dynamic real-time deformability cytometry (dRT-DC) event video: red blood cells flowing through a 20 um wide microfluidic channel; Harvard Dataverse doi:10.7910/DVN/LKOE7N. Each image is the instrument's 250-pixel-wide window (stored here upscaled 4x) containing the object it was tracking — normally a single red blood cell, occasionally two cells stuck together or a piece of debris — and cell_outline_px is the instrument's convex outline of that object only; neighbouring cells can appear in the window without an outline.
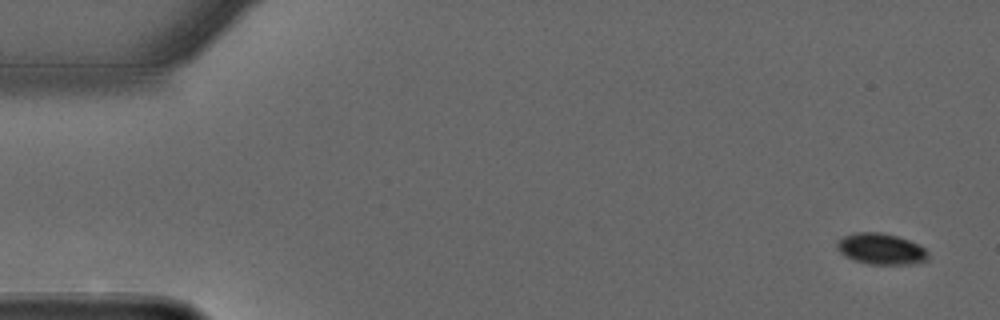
{"species": "common noctule bat (a hibernating species)", "species_latin": "Nyctalus noctula", "temperature_condition": "warm", "stored_images_in_passage": 54, "camera_frame_rate_fps": 3000, "um_per_image_px": 0.085, "animal": {"sex": "male", "forearm_length_mm": 52.5}, "frame": {"image": 1, "passage_image": 1, "time_ms": 0.0, "image_size_px": [1000, 320], "cell_outline_px": [[928, 260], [908, 264], [868, 264], [844, 256], [836, 248], [836, 244], [844, 236], [856, 232], [880, 232], [896, 236], [908, 240], [924, 248], [928, 252]], "centroid_in_image_um": [74.87, 21.16], "position_along_channel_um": 10.1, "area_um2": 16.3}}
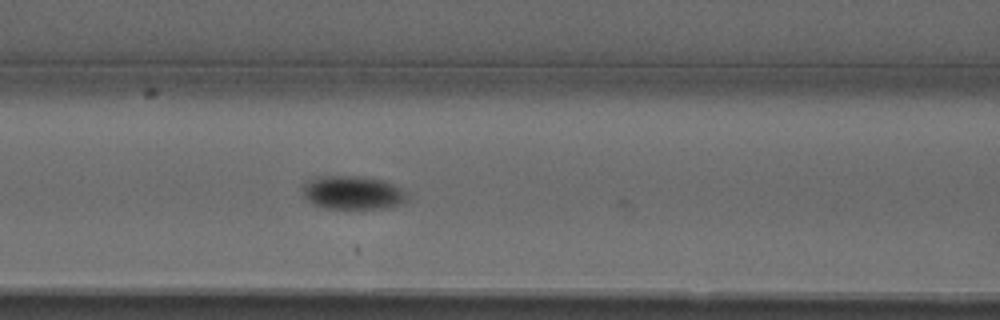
{"frame": {"image": 2, "passage_image": 22, "time_ms": 7.0, "image_size_px": [1000, 320], "cell_outline_px": [[408, 200], [400, 204], [384, 208], [328, 208], [316, 204], [308, 200], [304, 196], [304, 184], [308, 180], [320, 176], [356, 176], [384, 180], [400, 188], [408, 196]], "centroid_in_image_um": [30.01, 16.37], "position_along_channel_um": 136.6, "area_um2": 20.06}}
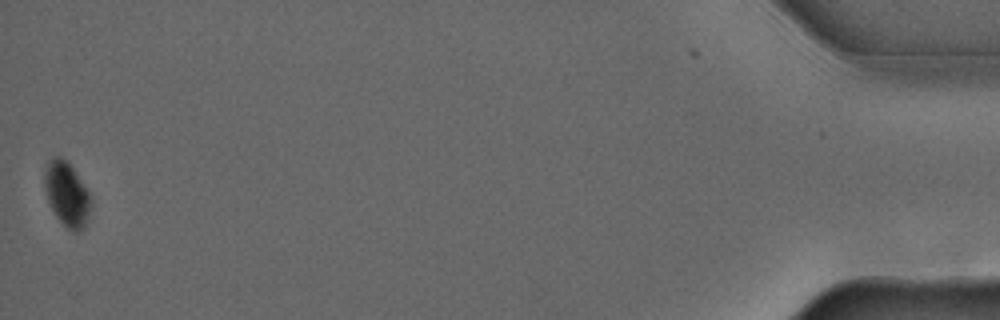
{"frame": {"image": 3, "passage_image": 54, "time_ms": 17.667, "image_size_px": [1000, 320], "cell_outline_px": [[92, 208], [84, 228], [80, 232], [72, 232], [56, 216], [48, 200], [44, 184], [44, 172], [48, 160], [56, 156], [60, 156], [68, 160], [84, 184], [92, 200]], "centroid_in_image_um": [5.71, 16.49], "position_along_channel_um": 429.5, "area_um2": 17.57}, "authors_computed_cell_mechanics": {"area_um2": 18.5827, "velocity_mm_per_s": 3.6803, "shape_relaxation_time_tau1_ms": 3.266, "shape_relaxation_time_tau2_ms": null, "deformation_change_tau1": 0.0516, "deformation_change_tau2": null}}